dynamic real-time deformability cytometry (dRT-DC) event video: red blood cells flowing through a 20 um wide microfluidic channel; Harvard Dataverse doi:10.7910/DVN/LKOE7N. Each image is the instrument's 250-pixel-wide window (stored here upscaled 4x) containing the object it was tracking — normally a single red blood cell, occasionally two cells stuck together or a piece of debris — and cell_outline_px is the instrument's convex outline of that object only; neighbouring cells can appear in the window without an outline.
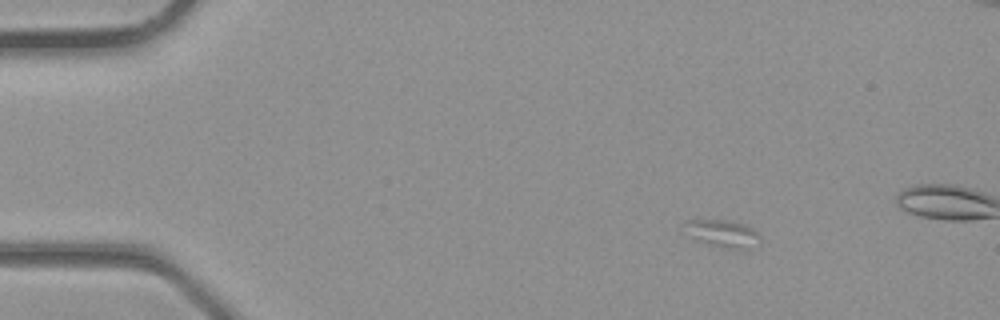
{"species": "common noctule bat (a hibernating species)", "species_latin": "Nyctalus noctula", "temperature_condition": "room temperature", "stored_images_in_passage": 3, "camera_frame_rate_fps": 3000, "um_per_image_px": 0.085, "animal": {"sex": "male", "body_mass_g": 23.1, "forearm_length_mm": 52.7}, "frame": {"image": 1, "passage_image": 1, "time_ms": 0.0, "image_size_px": [1000, 320], "cell_outline_px": [[760, 244], [744, 252], [724, 248], [696, 240], [684, 224], [684, 220], [732, 220], [744, 224], [752, 228], [760, 236]], "centroid_in_image_um": [61.55, 19.89], "position_along_channel_um": 23.4, "area_um2": 12.25}}